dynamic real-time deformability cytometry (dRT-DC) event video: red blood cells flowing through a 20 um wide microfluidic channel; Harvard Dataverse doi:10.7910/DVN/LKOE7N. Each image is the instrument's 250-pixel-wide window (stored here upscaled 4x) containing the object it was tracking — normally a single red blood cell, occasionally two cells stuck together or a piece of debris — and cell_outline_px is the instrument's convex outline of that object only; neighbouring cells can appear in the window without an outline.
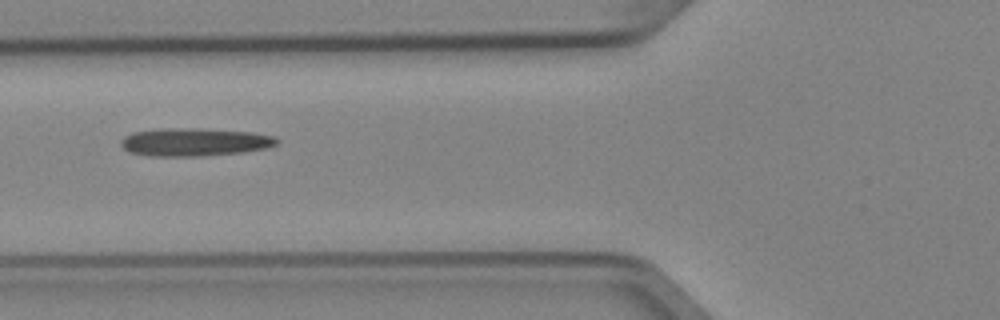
{"species": "Egyptian fruit bat (a non-hibernating species)", "species_latin": "Rousettus aegyptiacus", "temperature_condition": "cold", "stored_images_in_passage": 5, "camera_frame_rate_fps": 3000, "um_per_image_px": 0.085, "animal": {"sex": "female"}, "frame": {"image": 1, "passage_image": 5, "time_ms": 1.333, "image_size_px": [1000, 320], "cell_outline_px": [[280, 140], [276, 144], [268, 148], [244, 152], [200, 156], [148, 156], [128, 152], [120, 144], [124, 136], [132, 132], [160, 128], [200, 128], [252, 132], [276, 136]], "centroid_in_image_um": [16.55, 12.07], "position_along_channel_um": 109.3, "area_um2": 25.78}}